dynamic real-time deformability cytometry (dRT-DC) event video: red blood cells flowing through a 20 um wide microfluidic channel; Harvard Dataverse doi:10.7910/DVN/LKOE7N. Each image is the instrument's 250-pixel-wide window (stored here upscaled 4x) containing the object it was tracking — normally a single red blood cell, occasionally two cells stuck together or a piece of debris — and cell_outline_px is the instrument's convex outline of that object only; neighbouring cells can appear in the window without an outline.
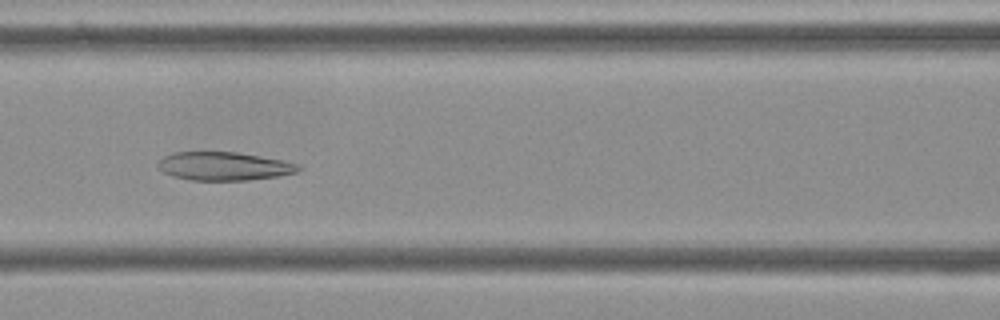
{"species": "Egyptian fruit bat (a non-hibernating species)", "species_latin": "Rousettus aegyptiacus", "temperature_condition": "cold", "stored_images_in_passage": 48, "camera_frame_rate_fps": 3000, "um_per_image_px": 0.085, "frame": {"image": 1, "passage_image": 17, "time_ms": 5.333, "image_size_px": [1000, 320], "cell_outline_px": [[300, 172], [276, 176], [244, 180], [192, 180], [172, 176], [164, 172], [156, 164], [164, 156], [176, 152], [236, 152], [280, 160], [300, 164]], "centroid_in_image_um": [19.03, 14.12], "position_along_channel_um": 147.6, "area_um2": 22.95}}
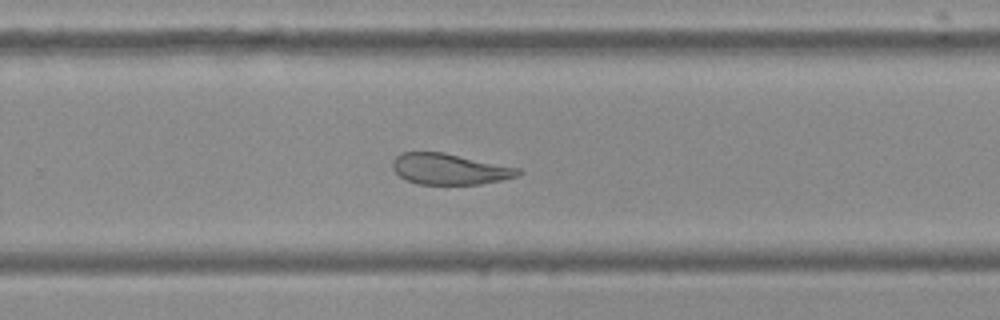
{"frame": {"image": 2, "passage_image": 29, "time_ms": 9.333, "image_size_px": [1000, 320], "cell_outline_px": [[520, 172], [516, 176], [500, 180], [480, 184], [416, 184], [404, 180], [392, 168], [392, 160], [396, 156], [404, 152], [444, 152], [520, 168]], "centroid_in_image_um": [38.16, 14.37], "position_along_channel_um": 291.6, "area_um2": 22.6}}
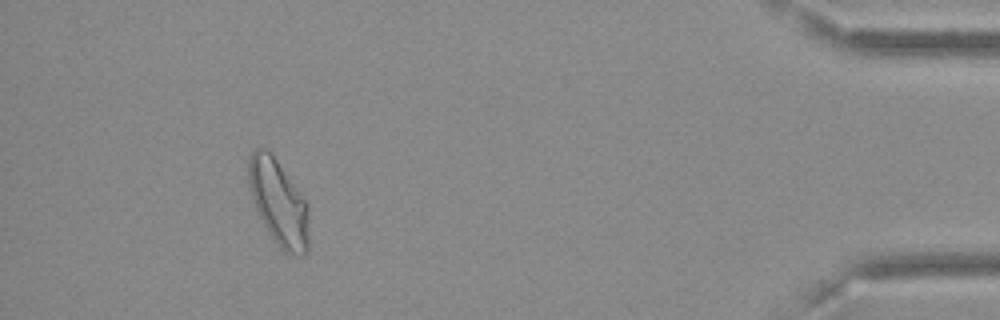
{"frame": {"image": 3, "passage_image": 44, "time_ms": 14.333, "image_size_px": [1000, 320], "cell_outline_px": [[308, 252], [304, 256], [296, 256], [284, 252], [276, 244], [268, 232], [256, 208], [248, 184], [248, 160], [252, 152], [256, 148], [268, 148], [308, 204]], "centroid_in_image_um": [23.68, 17.25], "position_along_channel_um": 411.5, "area_um2": 30.11}, "authors_computed_cell_mechanics": {"area_um2": 25.6054, "velocity_mm_per_s": 3.6089, "shape_relaxation_time_tau1_ms": null, "shape_relaxation_time_tau2_ms": 3.8969, "deformation_change_tau1": null, "deformation_change_tau2": 0.1146}}